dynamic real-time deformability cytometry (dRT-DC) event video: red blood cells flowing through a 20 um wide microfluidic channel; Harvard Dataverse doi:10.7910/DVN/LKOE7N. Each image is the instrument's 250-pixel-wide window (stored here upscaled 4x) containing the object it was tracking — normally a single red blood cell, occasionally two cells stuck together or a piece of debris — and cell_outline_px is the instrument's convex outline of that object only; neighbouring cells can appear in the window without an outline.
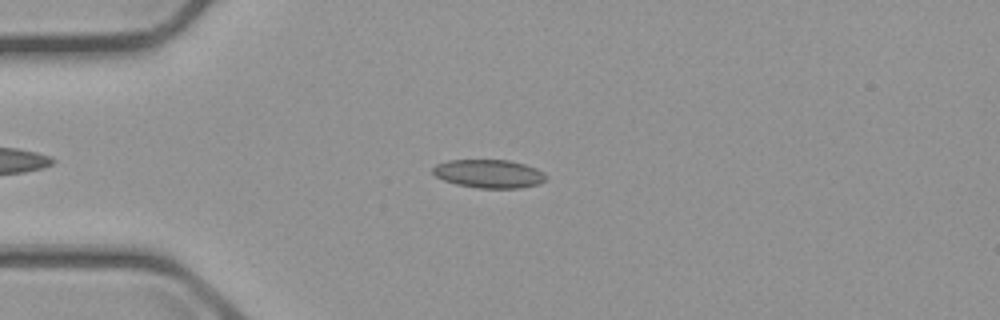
{"species": "common noctule bat (a hibernating species)", "species_latin": "Nyctalus noctula", "temperature_condition": "cold", "stored_images_in_passage": 7, "camera_frame_rate_fps": 3000, "um_per_image_px": 0.085, "animal": {"sex": "male", "body_mass_g": 23.1, "forearm_length_mm": 52.7}, "frame": {"image": 1, "passage_image": 3, "time_ms": 2.333, "image_size_px": [1000, 320], "cell_outline_px": [[548, 176], [540, 184], [520, 188], [476, 188], [456, 184], [444, 180], [436, 176], [432, 172], [432, 168], [436, 164], [448, 160], [508, 160], [524, 164], [536, 168], [544, 172]], "centroid_in_image_um": [41.57, 14.77], "position_along_channel_um": 43.4, "area_um2": 18.84}}
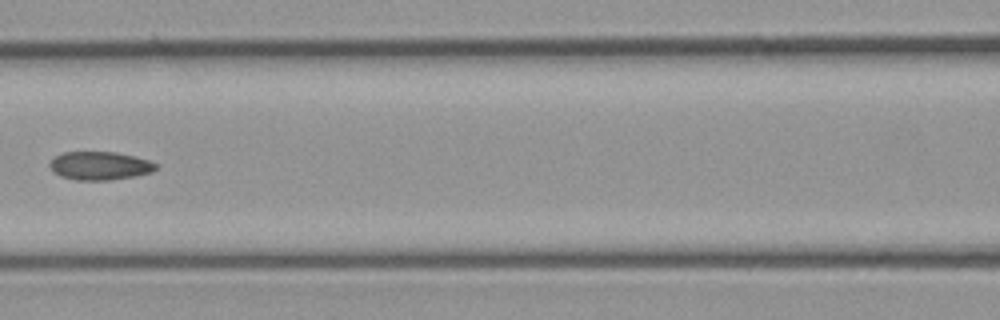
{"frame": {"image": 2, "passage_image": 6, "time_ms": 6.0, "image_size_px": [1000, 320], "cell_outline_px": [[160, 164], [152, 172], [136, 176], [108, 180], [76, 180], [60, 176], [52, 172], [48, 164], [56, 156], [64, 152], [116, 152], [148, 160]], "centroid_in_image_um": [8.48, 14.09], "position_along_channel_um": 158.1, "area_um2": 17.57}}
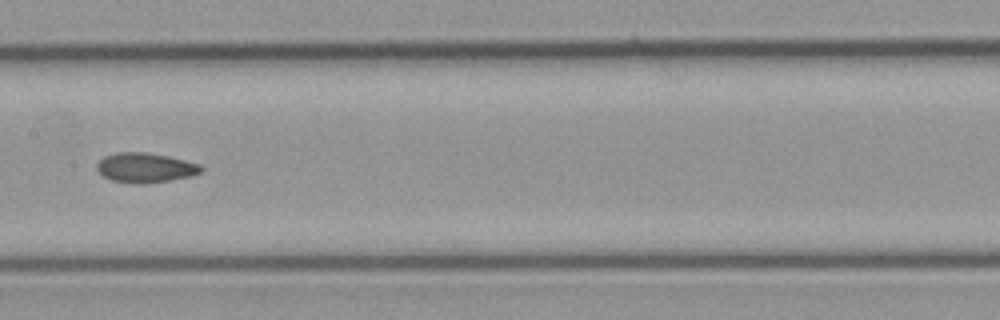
{"frame": {"image": 3, "passage_image": 7, "time_ms": 7.0, "image_size_px": [1000, 320], "cell_outline_px": [[204, 172], [192, 176], [144, 184], [136, 184], [112, 180], [104, 176], [96, 168], [96, 164], [104, 156], [120, 152], [144, 152], [168, 156], [200, 164], [204, 168]], "centroid_in_image_um": [12.38, 14.26], "position_along_channel_um": 195.0, "area_um2": 18.03}}